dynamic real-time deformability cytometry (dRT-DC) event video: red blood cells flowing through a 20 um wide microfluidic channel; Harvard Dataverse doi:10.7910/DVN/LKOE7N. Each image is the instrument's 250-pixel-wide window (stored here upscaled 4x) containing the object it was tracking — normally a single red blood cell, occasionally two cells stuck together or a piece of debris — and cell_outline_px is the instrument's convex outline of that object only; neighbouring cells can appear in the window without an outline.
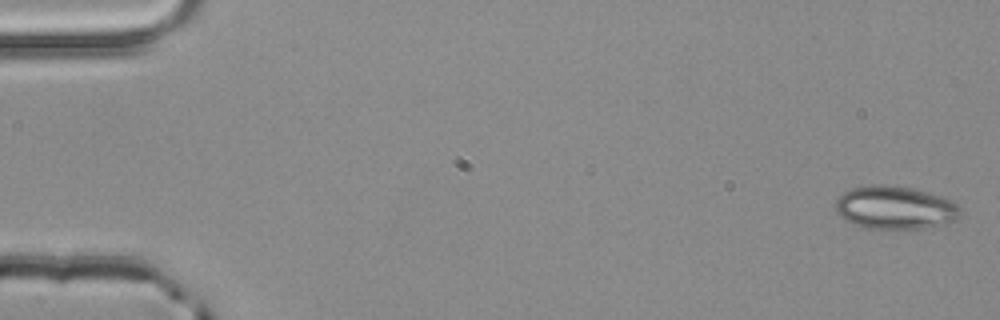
{"species": "common noctule bat (a hibernating species)", "species_latin": "Nyctalus noctula", "temperature_condition": "room temperature", "stored_images_in_passage": 5, "segment_of_instrument_passage": [1, 2], "camera_frame_rate_fps": 3000, "um_per_image_px": 0.085, "animal": {"sex": "male", "body_mass_g": 20.4}, "frame": {"image": 1, "passage_image": 1, "time_ms": 0.0, "image_size_px": [1000, 320], "cell_outline_px": [[960, 212], [952, 220], [944, 224], [924, 228], [868, 228], [852, 224], [844, 220], [836, 212], [836, 200], [844, 192], [852, 188], [872, 184], [888, 184], [912, 188], [928, 192], [940, 196], [956, 204], [960, 208]], "centroid_in_image_um": [76.02, 17.63], "position_along_channel_um": 9.0, "area_um2": 31.1}}